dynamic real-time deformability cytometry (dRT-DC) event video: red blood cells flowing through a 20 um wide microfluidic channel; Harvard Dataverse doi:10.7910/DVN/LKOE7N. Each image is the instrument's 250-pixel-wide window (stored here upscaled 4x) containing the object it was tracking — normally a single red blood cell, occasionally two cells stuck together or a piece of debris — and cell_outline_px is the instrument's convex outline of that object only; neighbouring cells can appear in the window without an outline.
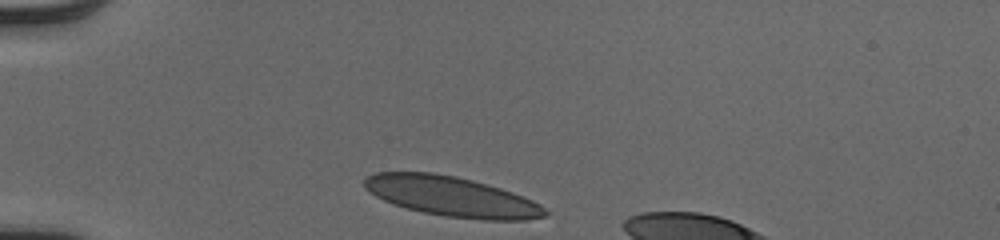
{"species": "human", "species_latin": "Homo sapiens", "temperature_condition": "cold", "stored_images_in_passage": 30, "camera_frame_rate_fps": 3000, "um_per_image_px": 0.085, "donor": {"sex": "male"}, "frame": {"image": 1, "passage_image": 1, "time_ms": 0.0, "image_size_px": [1000, 240], "cell_outline_px": [[548, 212], [544, 216], [524, 220], [484, 220], [444, 216], [424, 212], [392, 204], [368, 192], [364, 188], [364, 180], [368, 176], [376, 172], [432, 172], [456, 176], [472, 180], [500, 188], [512, 192], [532, 200], [540, 204]], "centroid_in_image_um": [38.36, 16.69], "position_along_channel_um": 46.6, "area_um2": 41.85}}
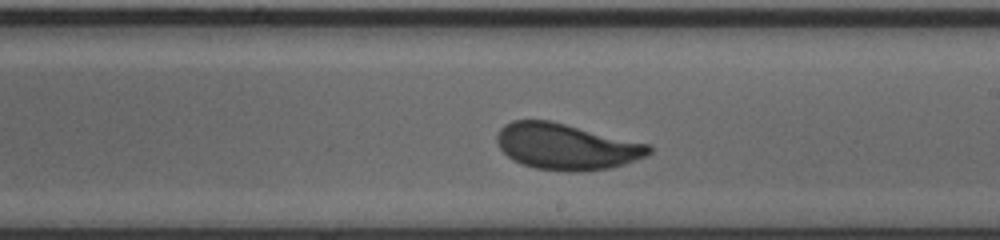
{"frame": {"image": 2, "passage_image": 18, "time_ms": 5.667, "image_size_px": [1000, 240], "cell_outline_px": [[652, 152], [636, 160], [612, 168], [580, 172], [568, 172], [536, 168], [520, 164], [512, 160], [500, 148], [496, 140], [496, 136], [500, 128], [504, 124], [512, 120], [552, 120], [648, 144], [652, 148]], "centroid_in_image_um": [48.11, 12.46], "position_along_channel_um": 240.9, "area_um2": 41.1}}
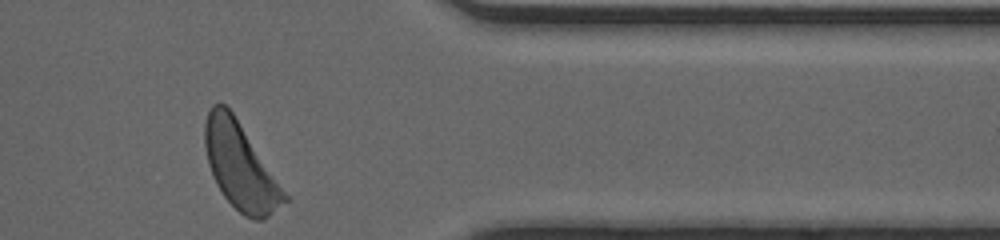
{"frame": {"image": 3, "passage_image": 30, "time_ms": 9.667, "image_size_px": [1000, 240], "cell_outline_px": [[288, 200], [264, 220], [252, 220], [244, 216], [224, 196], [216, 184], [212, 176], [208, 164], [204, 144], [204, 124], [208, 112], [212, 104], [224, 104], [232, 112], [288, 196]], "centroid_in_image_um": [20.4, 14.16], "position_along_channel_um": 391.0, "area_um2": 39.3}, "authors_computed_cell_mechanics": {"area_um2": 40.5756, "velocity_mm_per_s": 4.0436, "shape_relaxation_time_tau1_ms": 5.2367, "shape_relaxation_time_tau2_ms": null, "deformation_change_tau1": 0.1962, "deformation_change_tau2": null}}